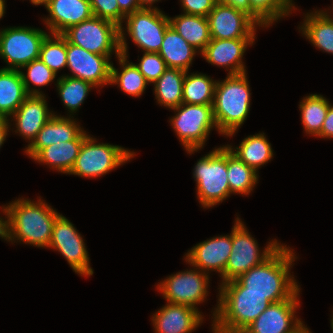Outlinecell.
Listing matches in <instances>:
<instances>
[{"label":"cell","mask_w":333,"mask_h":333,"mask_svg":"<svg viewBox=\"0 0 333 333\" xmlns=\"http://www.w3.org/2000/svg\"><path fill=\"white\" fill-rule=\"evenodd\" d=\"M295 255L281 245L261 264L249 269L238 279L220 285L219 293H256L266 296L271 303L290 299L300 288L290 275Z\"/></svg>","instance_id":"cell-1"},{"label":"cell","mask_w":333,"mask_h":333,"mask_svg":"<svg viewBox=\"0 0 333 333\" xmlns=\"http://www.w3.org/2000/svg\"><path fill=\"white\" fill-rule=\"evenodd\" d=\"M7 220H3L1 238L19 240L38 247H48L56 218L60 215L43 200L32 202L18 199L2 209Z\"/></svg>","instance_id":"cell-2"},{"label":"cell","mask_w":333,"mask_h":333,"mask_svg":"<svg viewBox=\"0 0 333 333\" xmlns=\"http://www.w3.org/2000/svg\"><path fill=\"white\" fill-rule=\"evenodd\" d=\"M250 89L245 73L228 74L217 81L213 99V116L219 134L232 136L243 124L250 108Z\"/></svg>","instance_id":"cell-3"},{"label":"cell","mask_w":333,"mask_h":333,"mask_svg":"<svg viewBox=\"0 0 333 333\" xmlns=\"http://www.w3.org/2000/svg\"><path fill=\"white\" fill-rule=\"evenodd\" d=\"M213 313V333H241L271 302L262 294L220 293Z\"/></svg>","instance_id":"cell-4"},{"label":"cell","mask_w":333,"mask_h":333,"mask_svg":"<svg viewBox=\"0 0 333 333\" xmlns=\"http://www.w3.org/2000/svg\"><path fill=\"white\" fill-rule=\"evenodd\" d=\"M193 175L197 184V196L204 208H210L229 197L227 146L214 149L199 159Z\"/></svg>","instance_id":"cell-5"},{"label":"cell","mask_w":333,"mask_h":333,"mask_svg":"<svg viewBox=\"0 0 333 333\" xmlns=\"http://www.w3.org/2000/svg\"><path fill=\"white\" fill-rule=\"evenodd\" d=\"M69 43L94 54L111 57L120 55V27L115 23L93 16L69 27L61 34Z\"/></svg>","instance_id":"cell-6"},{"label":"cell","mask_w":333,"mask_h":333,"mask_svg":"<svg viewBox=\"0 0 333 333\" xmlns=\"http://www.w3.org/2000/svg\"><path fill=\"white\" fill-rule=\"evenodd\" d=\"M257 245L237 217L232 228V248L224 271V283L238 279L249 269L264 262L281 246L277 240L271 241L260 255Z\"/></svg>","instance_id":"cell-7"},{"label":"cell","mask_w":333,"mask_h":333,"mask_svg":"<svg viewBox=\"0 0 333 333\" xmlns=\"http://www.w3.org/2000/svg\"><path fill=\"white\" fill-rule=\"evenodd\" d=\"M134 155V152L118 145L96 143L95 138L88 135L69 174L98 177L129 161Z\"/></svg>","instance_id":"cell-8"},{"label":"cell","mask_w":333,"mask_h":333,"mask_svg":"<svg viewBox=\"0 0 333 333\" xmlns=\"http://www.w3.org/2000/svg\"><path fill=\"white\" fill-rule=\"evenodd\" d=\"M170 122L188 153L203 148L211 129H217L212 105L182 103Z\"/></svg>","instance_id":"cell-9"},{"label":"cell","mask_w":333,"mask_h":333,"mask_svg":"<svg viewBox=\"0 0 333 333\" xmlns=\"http://www.w3.org/2000/svg\"><path fill=\"white\" fill-rule=\"evenodd\" d=\"M48 34L41 29L10 27L0 30V57L10 66L5 69L22 68L39 59L40 47Z\"/></svg>","instance_id":"cell-10"},{"label":"cell","mask_w":333,"mask_h":333,"mask_svg":"<svg viewBox=\"0 0 333 333\" xmlns=\"http://www.w3.org/2000/svg\"><path fill=\"white\" fill-rule=\"evenodd\" d=\"M208 273L197 268L178 272L159 283L157 289L168 303L187 305L197 309L196 304L204 302L207 297Z\"/></svg>","instance_id":"cell-11"},{"label":"cell","mask_w":333,"mask_h":333,"mask_svg":"<svg viewBox=\"0 0 333 333\" xmlns=\"http://www.w3.org/2000/svg\"><path fill=\"white\" fill-rule=\"evenodd\" d=\"M128 35L144 52L158 53L166 29L170 26L169 17L157 7L140 9L125 17Z\"/></svg>","instance_id":"cell-12"},{"label":"cell","mask_w":333,"mask_h":333,"mask_svg":"<svg viewBox=\"0 0 333 333\" xmlns=\"http://www.w3.org/2000/svg\"><path fill=\"white\" fill-rule=\"evenodd\" d=\"M80 235L66 217L59 215L54 222L48 247L58 250L75 273L91 276L94 272L90 267L88 252Z\"/></svg>","instance_id":"cell-13"},{"label":"cell","mask_w":333,"mask_h":333,"mask_svg":"<svg viewBox=\"0 0 333 333\" xmlns=\"http://www.w3.org/2000/svg\"><path fill=\"white\" fill-rule=\"evenodd\" d=\"M300 289L287 300L271 303L241 333H295L304 324L295 317Z\"/></svg>","instance_id":"cell-14"},{"label":"cell","mask_w":333,"mask_h":333,"mask_svg":"<svg viewBox=\"0 0 333 333\" xmlns=\"http://www.w3.org/2000/svg\"><path fill=\"white\" fill-rule=\"evenodd\" d=\"M207 18L211 38H255L258 24L243 11L217 2Z\"/></svg>","instance_id":"cell-15"},{"label":"cell","mask_w":333,"mask_h":333,"mask_svg":"<svg viewBox=\"0 0 333 333\" xmlns=\"http://www.w3.org/2000/svg\"><path fill=\"white\" fill-rule=\"evenodd\" d=\"M67 67L72 76L94 86L110 84L112 63L106 55L94 54L66 40Z\"/></svg>","instance_id":"cell-16"},{"label":"cell","mask_w":333,"mask_h":333,"mask_svg":"<svg viewBox=\"0 0 333 333\" xmlns=\"http://www.w3.org/2000/svg\"><path fill=\"white\" fill-rule=\"evenodd\" d=\"M232 231L230 235L213 237L192 247L186 254L185 260L191 266L202 270H213L220 273L224 283V271L231 254Z\"/></svg>","instance_id":"cell-17"},{"label":"cell","mask_w":333,"mask_h":333,"mask_svg":"<svg viewBox=\"0 0 333 333\" xmlns=\"http://www.w3.org/2000/svg\"><path fill=\"white\" fill-rule=\"evenodd\" d=\"M255 38L215 39L211 38L201 55L214 65L229 68L228 74L245 73L246 69L242 57L248 45L254 43Z\"/></svg>","instance_id":"cell-18"},{"label":"cell","mask_w":333,"mask_h":333,"mask_svg":"<svg viewBox=\"0 0 333 333\" xmlns=\"http://www.w3.org/2000/svg\"><path fill=\"white\" fill-rule=\"evenodd\" d=\"M50 17L45 21L51 34H62L69 27L92 18L90 0H51L45 5Z\"/></svg>","instance_id":"cell-19"},{"label":"cell","mask_w":333,"mask_h":333,"mask_svg":"<svg viewBox=\"0 0 333 333\" xmlns=\"http://www.w3.org/2000/svg\"><path fill=\"white\" fill-rule=\"evenodd\" d=\"M198 309L168 303L152 317L156 333H190L202 323Z\"/></svg>","instance_id":"cell-20"},{"label":"cell","mask_w":333,"mask_h":333,"mask_svg":"<svg viewBox=\"0 0 333 333\" xmlns=\"http://www.w3.org/2000/svg\"><path fill=\"white\" fill-rule=\"evenodd\" d=\"M54 115L49 112L43 95H28L24 102L12 115L16 122V131L25 139L32 141L36 138L39 130Z\"/></svg>","instance_id":"cell-21"},{"label":"cell","mask_w":333,"mask_h":333,"mask_svg":"<svg viewBox=\"0 0 333 333\" xmlns=\"http://www.w3.org/2000/svg\"><path fill=\"white\" fill-rule=\"evenodd\" d=\"M82 132L80 125L70 117L53 115L26 147L25 153L33 158L42 148L75 140Z\"/></svg>","instance_id":"cell-22"},{"label":"cell","mask_w":333,"mask_h":333,"mask_svg":"<svg viewBox=\"0 0 333 333\" xmlns=\"http://www.w3.org/2000/svg\"><path fill=\"white\" fill-rule=\"evenodd\" d=\"M87 136L88 134L83 131L75 140L59 142L42 148L32 159L48 164L52 169L61 173L69 174Z\"/></svg>","instance_id":"cell-23"},{"label":"cell","mask_w":333,"mask_h":333,"mask_svg":"<svg viewBox=\"0 0 333 333\" xmlns=\"http://www.w3.org/2000/svg\"><path fill=\"white\" fill-rule=\"evenodd\" d=\"M124 28H120V55L117 57L122 65V72L111 67V84H118L119 87L127 94L133 97H139L145 90L148 82L140 73L138 67L132 62L127 61V43L125 40Z\"/></svg>","instance_id":"cell-24"},{"label":"cell","mask_w":333,"mask_h":333,"mask_svg":"<svg viewBox=\"0 0 333 333\" xmlns=\"http://www.w3.org/2000/svg\"><path fill=\"white\" fill-rule=\"evenodd\" d=\"M20 70L0 69L1 118L11 117L28 96Z\"/></svg>","instance_id":"cell-25"},{"label":"cell","mask_w":333,"mask_h":333,"mask_svg":"<svg viewBox=\"0 0 333 333\" xmlns=\"http://www.w3.org/2000/svg\"><path fill=\"white\" fill-rule=\"evenodd\" d=\"M158 53L168 68L181 69L188 72L197 51L169 26L165 31Z\"/></svg>","instance_id":"cell-26"},{"label":"cell","mask_w":333,"mask_h":333,"mask_svg":"<svg viewBox=\"0 0 333 333\" xmlns=\"http://www.w3.org/2000/svg\"><path fill=\"white\" fill-rule=\"evenodd\" d=\"M169 23L192 47L200 50V53L211 41L207 17L184 13L174 18L169 17Z\"/></svg>","instance_id":"cell-27"},{"label":"cell","mask_w":333,"mask_h":333,"mask_svg":"<svg viewBox=\"0 0 333 333\" xmlns=\"http://www.w3.org/2000/svg\"><path fill=\"white\" fill-rule=\"evenodd\" d=\"M300 29L315 47L333 54V19L328 13L323 10L307 13Z\"/></svg>","instance_id":"cell-28"},{"label":"cell","mask_w":333,"mask_h":333,"mask_svg":"<svg viewBox=\"0 0 333 333\" xmlns=\"http://www.w3.org/2000/svg\"><path fill=\"white\" fill-rule=\"evenodd\" d=\"M227 147L233 155L253 168L256 172L261 165L267 163L273 157L271 144L267 141L264 133L244 138L239 147H236V151H234V148L230 145Z\"/></svg>","instance_id":"cell-29"},{"label":"cell","mask_w":333,"mask_h":333,"mask_svg":"<svg viewBox=\"0 0 333 333\" xmlns=\"http://www.w3.org/2000/svg\"><path fill=\"white\" fill-rule=\"evenodd\" d=\"M186 71L167 68L154 84L158 104L173 109L183 103V81Z\"/></svg>","instance_id":"cell-30"},{"label":"cell","mask_w":333,"mask_h":333,"mask_svg":"<svg viewBox=\"0 0 333 333\" xmlns=\"http://www.w3.org/2000/svg\"><path fill=\"white\" fill-rule=\"evenodd\" d=\"M227 178L230 193L248 195L258 181V174L227 147Z\"/></svg>","instance_id":"cell-31"},{"label":"cell","mask_w":333,"mask_h":333,"mask_svg":"<svg viewBox=\"0 0 333 333\" xmlns=\"http://www.w3.org/2000/svg\"><path fill=\"white\" fill-rule=\"evenodd\" d=\"M216 81L204 74H185L183 81V103L212 105L215 93Z\"/></svg>","instance_id":"cell-32"},{"label":"cell","mask_w":333,"mask_h":333,"mask_svg":"<svg viewBox=\"0 0 333 333\" xmlns=\"http://www.w3.org/2000/svg\"><path fill=\"white\" fill-rule=\"evenodd\" d=\"M329 101L321 95L311 94L300 102L301 121L305 132L319 136L329 109Z\"/></svg>","instance_id":"cell-33"},{"label":"cell","mask_w":333,"mask_h":333,"mask_svg":"<svg viewBox=\"0 0 333 333\" xmlns=\"http://www.w3.org/2000/svg\"><path fill=\"white\" fill-rule=\"evenodd\" d=\"M252 19L259 25L268 27L274 21L289 15L294 5L289 0H249Z\"/></svg>","instance_id":"cell-34"},{"label":"cell","mask_w":333,"mask_h":333,"mask_svg":"<svg viewBox=\"0 0 333 333\" xmlns=\"http://www.w3.org/2000/svg\"><path fill=\"white\" fill-rule=\"evenodd\" d=\"M91 87L92 83L70 76H61L57 80L59 95L69 112L75 113L81 106Z\"/></svg>","instance_id":"cell-35"},{"label":"cell","mask_w":333,"mask_h":333,"mask_svg":"<svg viewBox=\"0 0 333 333\" xmlns=\"http://www.w3.org/2000/svg\"><path fill=\"white\" fill-rule=\"evenodd\" d=\"M51 36L48 34L43 40L39 59L57 74L58 70L67 67L66 39L61 34Z\"/></svg>","instance_id":"cell-36"},{"label":"cell","mask_w":333,"mask_h":333,"mask_svg":"<svg viewBox=\"0 0 333 333\" xmlns=\"http://www.w3.org/2000/svg\"><path fill=\"white\" fill-rule=\"evenodd\" d=\"M22 68L27 69V74L21 71L25 90L28 95H43L38 89H31L30 82L35 86H46L55 79L54 73L46 64L40 59L33 60L32 62L24 65Z\"/></svg>","instance_id":"cell-37"},{"label":"cell","mask_w":333,"mask_h":333,"mask_svg":"<svg viewBox=\"0 0 333 333\" xmlns=\"http://www.w3.org/2000/svg\"><path fill=\"white\" fill-rule=\"evenodd\" d=\"M135 65L148 83H155L168 68L159 53L154 52H144L140 63Z\"/></svg>","instance_id":"cell-38"},{"label":"cell","mask_w":333,"mask_h":333,"mask_svg":"<svg viewBox=\"0 0 333 333\" xmlns=\"http://www.w3.org/2000/svg\"><path fill=\"white\" fill-rule=\"evenodd\" d=\"M93 15L109 20L122 28L125 16L121 13L117 0H90Z\"/></svg>","instance_id":"cell-39"},{"label":"cell","mask_w":333,"mask_h":333,"mask_svg":"<svg viewBox=\"0 0 333 333\" xmlns=\"http://www.w3.org/2000/svg\"><path fill=\"white\" fill-rule=\"evenodd\" d=\"M185 14L207 17L213 10L216 0H181Z\"/></svg>","instance_id":"cell-40"},{"label":"cell","mask_w":333,"mask_h":333,"mask_svg":"<svg viewBox=\"0 0 333 333\" xmlns=\"http://www.w3.org/2000/svg\"><path fill=\"white\" fill-rule=\"evenodd\" d=\"M319 137L333 138V105H329L326 118L323 122Z\"/></svg>","instance_id":"cell-41"},{"label":"cell","mask_w":333,"mask_h":333,"mask_svg":"<svg viewBox=\"0 0 333 333\" xmlns=\"http://www.w3.org/2000/svg\"><path fill=\"white\" fill-rule=\"evenodd\" d=\"M218 3H222L233 7L234 9L243 11L252 18V8L250 6L249 0H216Z\"/></svg>","instance_id":"cell-42"},{"label":"cell","mask_w":333,"mask_h":333,"mask_svg":"<svg viewBox=\"0 0 333 333\" xmlns=\"http://www.w3.org/2000/svg\"><path fill=\"white\" fill-rule=\"evenodd\" d=\"M121 13L126 17L140 10L138 0H117Z\"/></svg>","instance_id":"cell-43"},{"label":"cell","mask_w":333,"mask_h":333,"mask_svg":"<svg viewBox=\"0 0 333 333\" xmlns=\"http://www.w3.org/2000/svg\"><path fill=\"white\" fill-rule=\"evenodd\" d=\"M9 119L0 117V147L4 143L6 136L8 135Z\"/></svg>","instance_id":"cell-44"},{"label":"cell","mask_w":333,"mask_h":333,"mask_svg":"<svg viewBox=\"0 0 333 333\" xmlns=\"http://www.w3.org/2000/svg\"><path fill=\"white\" fill-rule=\"evenodd\" d=\"M138 1L140 9H152L151 5L159 0H138Z\"/></svg>","instance_id":"cell-45"},{"label":"cell","mask_w":333,"mask_h":333,"mask_svg":"<svg viewBox=\"0 0 333 333\" xmlns=\"http://www.w3.org/2000/svg\"><path fill=\"white\" fill-rule=\"evenodd\" d=\"M5 13V0H0V19L3 18Z\"/></svg>","instance_id":"cell-46"},{"label":"cell","mask_w":333,"mask_h":333,"mask_svg":"<svg viewBox=\"0 0 333 333\" xmlns=\"http://www.w3.org/2000/svg\"><path fill=\"white\" fill-rule=\"evenodd\" d=\"M295 333H311L309 331L308 328L305 327V325H303L298 331H296Z\"/></svg>","instance_id":"cell-47"},{"label":"cell","mask_w":333,"mask_h":333,"mask_svg":"<svg viewBox=\"0 0 333 333\" xmlns=\"http://www.w3.org/2000/svg\"><path fill=\"white\" fill-rule=\"evenodd\" d=\"M51 0H36V5H46L50 2Z\"/></svg>","instance_id":"cell-48"},{"label":"cell","mask_w":333,"mask_h":333,"mask_svg":"<svg viewBox=\"0 0 333 333\" xmlns=\"http://www.w3.org/2000/svg\"><path fill=\"white\" fill-rule=\"evenodd\" d=\"M3 220L2 218H0V237L2 236V232H3Z\"/></svg>","instance_id":"cell-49"},{"label":"cell","mask_w":333,"mask_h":333,"mask_svg":"<svg viewBox=\"0 0 333 333\" xmlns=\"http://www.w3.org/2000/svg\"><path fill=\"white\" fill-rule=\"evenodd\" d=\"M331 328H332V332H333V316H332V319H331Z\"/></svg>","instance_id":"cell-50"},{"label":"cell","mask_w":333,"mask_h":333,"mask_svg":"<svg viewBox=\"0 0 333 333\" xmlns=\"http://www.w3.org/2000/svg\"><path fill=\"white\" fill-rule=\"evenodd\" d=\"M30 2H32V4L36 5V0H30Z\"/></svg>","instance_id":"cell-51"}]
</instances>
